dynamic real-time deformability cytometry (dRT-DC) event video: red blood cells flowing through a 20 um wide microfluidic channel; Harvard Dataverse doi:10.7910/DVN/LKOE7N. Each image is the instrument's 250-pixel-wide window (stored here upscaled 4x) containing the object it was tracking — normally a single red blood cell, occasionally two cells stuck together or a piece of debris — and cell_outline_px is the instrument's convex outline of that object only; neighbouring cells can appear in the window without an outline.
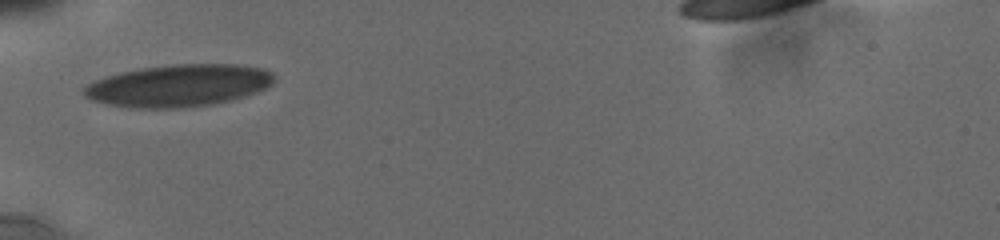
{"species": "human", "species_latin": "Homo sapiens", "temperature_condition": "cold", "stored_images_in_passage": 6, "camera_frame_rate_fps": 3000, "um_per_image_px": 0.085, "donor": {"sex": "male"}, "frame": {"image": 1, "passage_image": 1, "time_ms": 0.0, "image_size_px": [1000, 240], "cell_outline_px": [[272, 84], [256, 92], [244, 96], [212, 104], [176, 108], [132, 108], [108, 104], [92, 100], [84, 96], [84, 88], [88, 84], [96, 80], [120, 72], [140, 68], [172, 64], [236, 64], [264, 68], [272, 72]], "centroid_in_image_um": [15.17, 7.26], "position_along_channel_um": 69.8, "area_um2": 46.41}}